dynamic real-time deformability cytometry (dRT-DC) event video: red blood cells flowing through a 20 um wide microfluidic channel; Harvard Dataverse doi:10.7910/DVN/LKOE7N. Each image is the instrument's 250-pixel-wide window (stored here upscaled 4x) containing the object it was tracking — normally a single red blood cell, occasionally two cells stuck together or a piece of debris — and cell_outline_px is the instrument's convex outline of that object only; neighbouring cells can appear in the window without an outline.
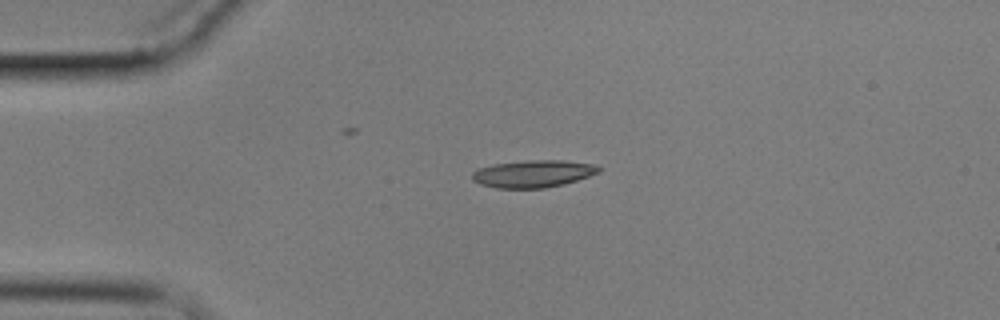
{"species": "common noctule bat (a hibernating species)", "species_latin": "Nyctalus noctula", "temperature_condition": "cold", "stored_images_in_passage": 2, "camera_frame_rate_fps": 3000, "um_per_image_px": 0.085, "animal": {"sex": "male", "body_mass_g": 17.9}, "frame": {"image": 1, "passage_image": 1, "time_ms": 0.0, "image_size_px": [1000, 320], "cell_outline_px": [[600, 172], [564, 184], [544, 188], [496, 188], [480, 184], [472, 180], [472, 172], [476, 168], [492, 164], [528, 160], [564, 160], [596, 164], [600, 168]], "centroid_in_image_um": [45.29, 14.76], "position_along_channel_um": 39.7, "area_um2": 20.29}}